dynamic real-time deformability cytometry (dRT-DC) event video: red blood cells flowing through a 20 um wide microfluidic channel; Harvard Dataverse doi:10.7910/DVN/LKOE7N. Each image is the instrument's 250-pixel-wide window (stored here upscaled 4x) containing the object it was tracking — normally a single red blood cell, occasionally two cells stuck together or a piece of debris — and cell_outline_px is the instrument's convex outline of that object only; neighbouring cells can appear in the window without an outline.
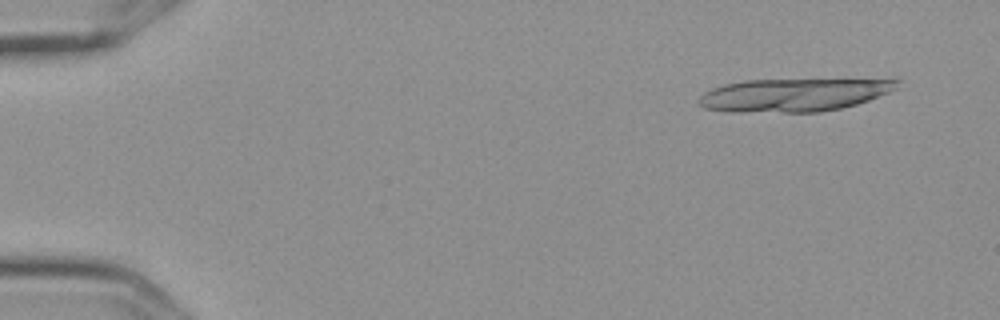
{"species": "Egyptian fruit bat (a non-hibernating species)", "species_latin": "Rousettus aegyptiacus", "temperature_condition": "cold", "stored_images_in_passage": 5, "camera_frame_rate_fps": 3000, "um_per_image_px": 0.085, "frame": {"image": 1, "passage_image": 1, "time_ms": 0.0, "image_size_px": [1000, 320], "cell_outline_px": [[900, 80], [896, 88], [888, 92], [868, 100], [856, 104], [840, 108], [820, 112], [736, 112], [704, 108], [700, 104], [700, 96], [704, 92], [712, 88], [724, 84], [744, 80]], "centroid_in_image_um": [67.4, 8.08], "position_along_channel_um": 17.6, "area_um2": 37.57}}
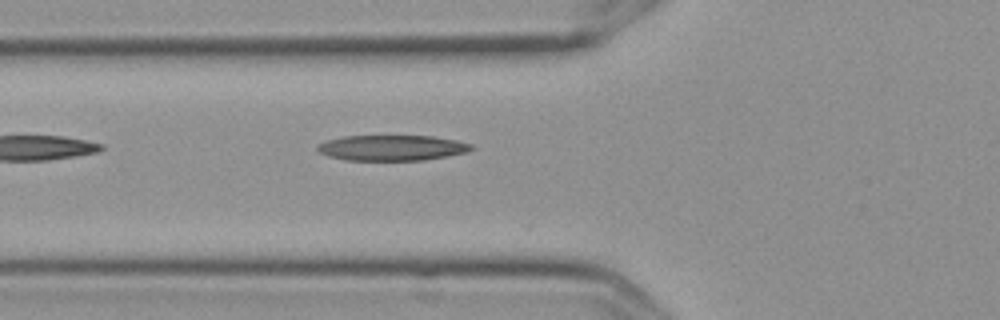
{"frame": {"image": 2, "passage_image": 5, "time_ms": 1.333, "image_size_px": [1000, 320], "cell_outline_px": [[472, 148], [464, 152], [448, 156], [424, 160], [344, 160], [328, 156], [320, 152], [316, 148], [316, 144], [324, 140], [344, 136], [432, 136], [456, 140], [472, 144]], "centroid_in_image_um": [33.25, 12.56], "position_along_channel_um": 92.6, "area_um2": 22.89}}